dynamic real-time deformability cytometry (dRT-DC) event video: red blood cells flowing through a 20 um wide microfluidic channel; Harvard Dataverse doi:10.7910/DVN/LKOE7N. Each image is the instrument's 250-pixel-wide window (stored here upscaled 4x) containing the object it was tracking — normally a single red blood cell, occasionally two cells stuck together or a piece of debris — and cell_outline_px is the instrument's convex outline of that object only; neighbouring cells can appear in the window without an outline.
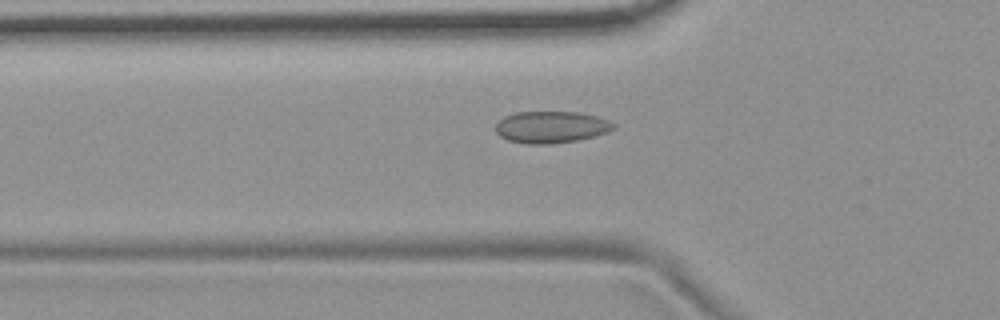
{"species": "common noctule bat (a hibernating species)", "species_latin": "Nyctalus noctula", "temperature_condition": "room temperature", "stored_images_in_passage": 54, "camera_frame_rate_fps": 3000, "um_per_image_px": 0.085, "animal": {"sex": "female", "body_mass_g": 19.9}, "frame": {"image": 1, "passage_image": 18, "time_ms": 5.667, "image_size_px": [1000, 320], "cell_outline_px": [[616, 128], [608, 132], [576, 140], [552, 144], [524, 144], [508, 140], [500, 136], [496, 132], [496, 124], [504, 116], [516, 112], [580, 112], [596, 116], [608, 120], [616, 124]], "centroid_in_image_um": [46.85, 10.8], "position_along_channel_um": 79.0, "area_um2": 21.91}}
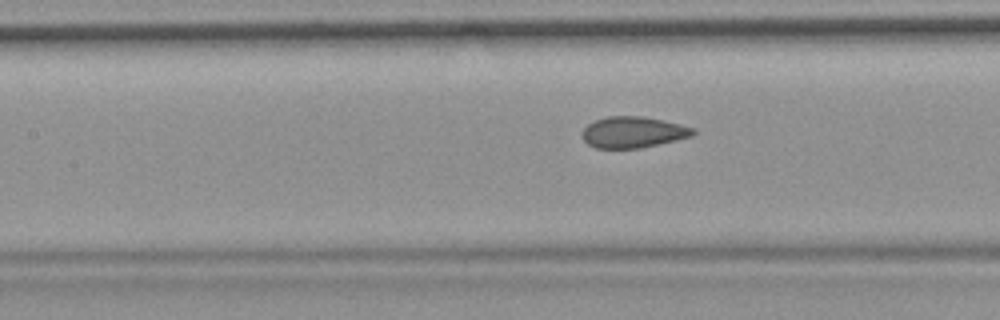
{"frame": {"image": 2, "passage_image": 24, "time_ms": 7.667, "image_size_px": [1000, 320], "cell_outline_px": [[696, 132], [692, 136], [676, 140], [640, 148], [596, 148], [588, 144], [584, 140], [584, 128], [588, 124], [596, 120], [608, 116], [644, 116], [664, 120], [696, 128]], "centroid_in_image_um": [53.86, 11.23], "position_along_channel_um": 153.5, "area_um2": 20.06}}
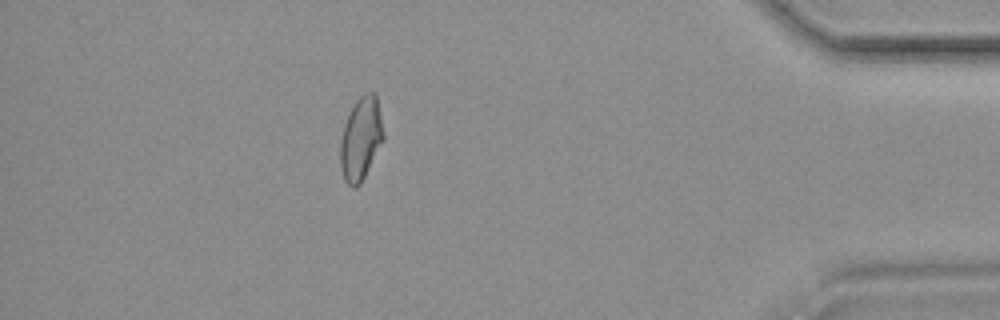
{"frame": {"image": 3, "passage_image": 48, "time_ms": 15.667, "image_size_px": [1000, 320], "cell_outline_px": [[384, 140], [360, 184], [356, 188], [352, 188], [344, 180], [340, 168], [340, 140], [344, 124], [356, 100], [364, 92], [372, 92], [376, 96], [384, 136]], "centroid_in_image_um": [30.65, 11.83], "position_along_channel_um": 404.5, "area_um2": 20.75}, "authors_computed_cell_mechanics": {"area_um2": 21.1259, "velocity_mm_per_s": 3.6998, "shape_relaxation_time_tau1_ms": null, "shape_relaxation_time_tau2_ms": 0.9145, "deformation_change_tau1": null, "deformation_change_tau2": 0.0489}}